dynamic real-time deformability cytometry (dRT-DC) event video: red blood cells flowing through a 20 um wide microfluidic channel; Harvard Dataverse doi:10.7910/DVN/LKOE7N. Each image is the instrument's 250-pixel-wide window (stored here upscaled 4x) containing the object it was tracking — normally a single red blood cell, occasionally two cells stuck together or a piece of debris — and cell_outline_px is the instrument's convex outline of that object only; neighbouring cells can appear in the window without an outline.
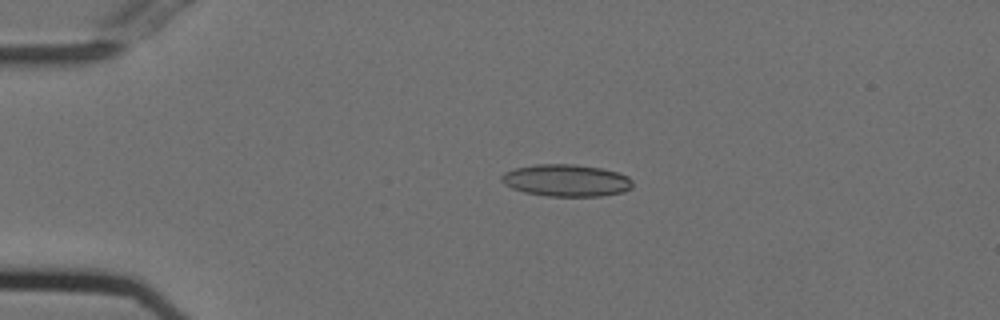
{"species": "Egyptian fruit bat (a non-hibernating species)", "species_latin": "Rousettus aegyptiacus", "temperature_condition": "cold", "stored_images_in_passage": 43, "camera_frame_rate_fps": 3000, "um_per_image_px": 0.085, "animal": {"sex": "female"}, "frame": {"image": 1, "passage_image": 1, "time_ms": 0.0, "image_size_px": [1000, 320], "cell_outline_px": [[632, 188], [624, 192], [600, 196], [548, 196], [524, 192], [512, 188], [504, 184], [500, 180], [500, 176], [504, 172], [516, 168], [536, 164], [576, 164], [600, 168], [616, 172], [628, 176], [632, 180]], "centroid_in_image_um": [48.13, 15.33], "position_along_channel_um": 36.9, "area_um2": 24.57}}
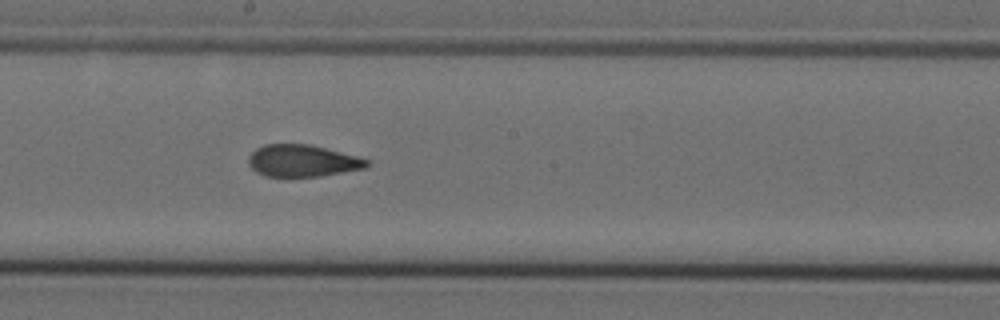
{"frame": {"image": 2, "passage_image": 19, "time_ms": 6.0, "image_size_px": [1000, 320], "cell_outline_px": [[372, 160], [368, 168], [320, 176], [264, 176], [256, 172], [248, 164], [248, 156], [256, 148], [264, 144], [308, 144]], "centroid_in_image_um": [25.72, 13.67], "position_along_channel_um": 222.5, "area_um2": 22.08}}
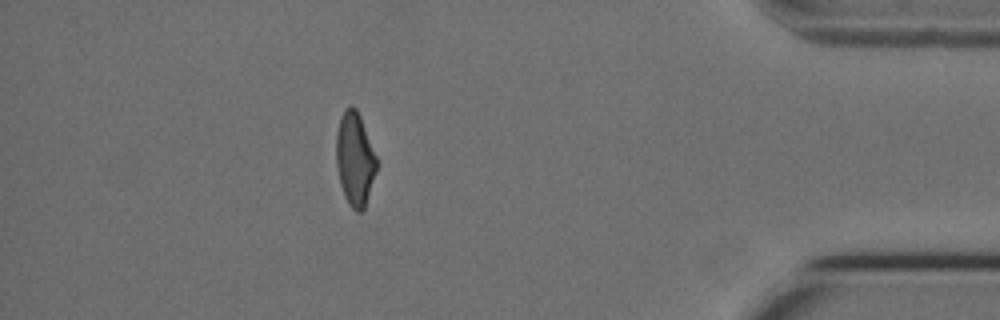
{"frame": {"image": 3, "passage_image": 37, "time_ms": 12.0, "image_size_px": [1000, 320], "cell_outline_px": [[376, 172], [364, 208], [360, 212], [356, 212], [348, 204], [344, 196], [340, 184], [336, 164], [336, 132], [340, 116], [344, 108], [348, 104], [352, 104], [356, 108], [360, 116], [376, 156]], "centroid_in_image_um": [30.13, 13.48], "position_along_channel_um": 405.1, "area_um2": 22.08}, "authors_computed_cell_mechanics": {"area_um2": 23.0622, "velocity_mm_per_s": 3.7476, "shape_relaxation_time_tau1_ms": 7.8195, "shape_relaxation_time_tau2_ms": 1.6485, "deformation_change_tau1": 0.1848, "deformation_change_tau2": 0.0816}}